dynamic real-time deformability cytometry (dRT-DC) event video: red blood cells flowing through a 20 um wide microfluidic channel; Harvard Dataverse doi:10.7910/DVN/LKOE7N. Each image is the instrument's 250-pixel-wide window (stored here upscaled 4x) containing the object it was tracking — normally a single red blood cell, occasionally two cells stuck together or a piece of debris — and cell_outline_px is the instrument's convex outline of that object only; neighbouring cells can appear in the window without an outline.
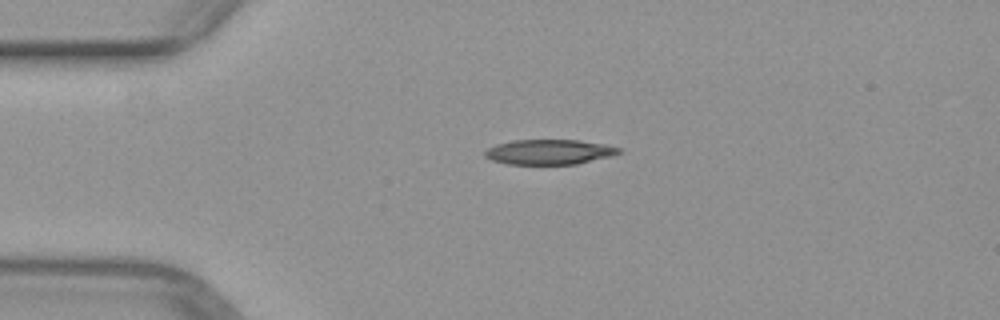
{"species": "common noctule bat (a hibernating species)", "species_latin": "Nyctalus noctula", "temperature_condition": "warm", "stored_images_in_passage": 26, "camera_frame_rate_fps": 3000, "um_per_image_px": 0.085, "animal": {"sex": "female", "body_mass_g": 29.2, "forearm_length_mm": 56.3}, "frame": {"image": 1, "passage_image": 1, "time_ms": 0.0, "image_size_px": [1000, 320], "cell_outline_px": [[624, 152], [612, 156], [576, 164], [508, 164], [492, 160], [484, 156], [484, 152], [488, 148], [496, 144], [512, 140], [580, 140], [604, 144], [620, 148]], "centroid_in_image_um": [46.7, 12.91], "position_along_channel_um": 38.3, "area_um2": 19.59}}
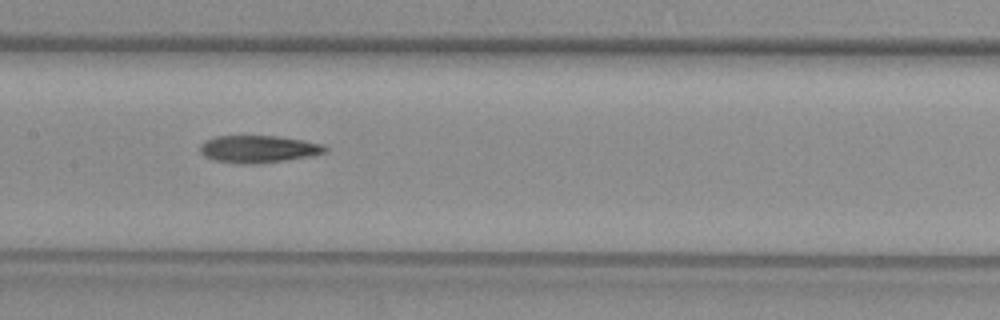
{"frame": {"image": 2, "passage_image": 14, "time_ms": 4.333, "image_size_px": [1000, 320], "cell_outline_px": [[328, 148], [324, 152], [308, 156], [284, 160], [256, 164], [240, 164], [216, 160], [204, 156], [200, 152], [200, 144], [204, 140], [216, 136], [276, 136], [324, 144]], "centroid_in_image_um": [21.91, 12.66], "position_along_channel_um": 185.5, "area_um2": 19.71}}
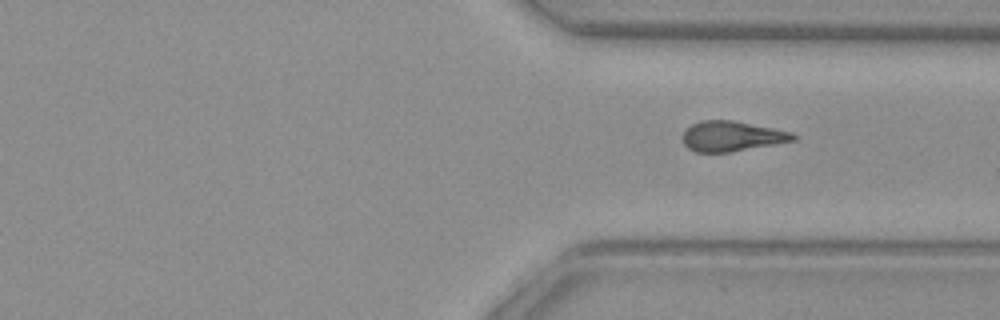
{"frame": {"image": 3, "passage_image": 26, "time_ms": 8.333, "image_size_px": [1000, 320], "cell_outline_px": [[796, 140], [732, 152], [696, 152], [688, 148], [684, 144], [680, 136], [692, 124], [700, 120], [732, 120], [792, 132], [796, 136]], "centroid_in_image_um": [62.17, 11.58], "position_along_channel_um": 349.2, "area_um2": 19.42}}